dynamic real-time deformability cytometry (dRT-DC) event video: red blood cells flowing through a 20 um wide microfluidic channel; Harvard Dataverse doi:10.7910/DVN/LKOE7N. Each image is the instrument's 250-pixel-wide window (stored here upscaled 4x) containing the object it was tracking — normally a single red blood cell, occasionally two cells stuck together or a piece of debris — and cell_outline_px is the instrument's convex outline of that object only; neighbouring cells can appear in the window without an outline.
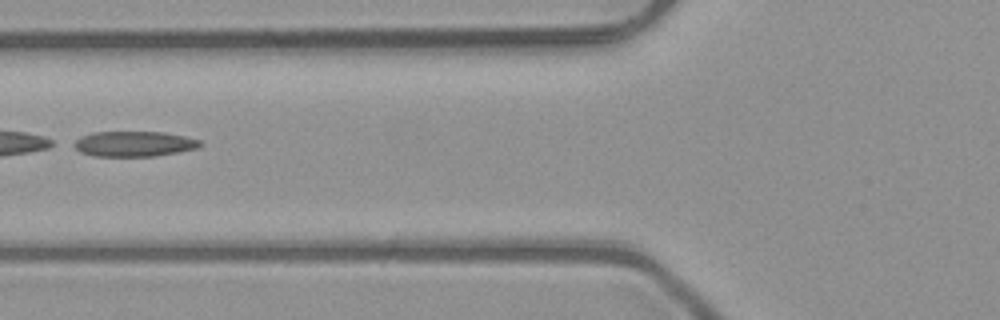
{"species": "common noctule bat (a hibernating species)", "species_latin": "Nyctalus noctula", "temperature_condition": "room temperature", "stored_images_in_passage": 3, "camera_frame_rate_fps": 3000, "um_per_image_px": 0.085, "animal": {"sex": "male", "body_mass_g": 23.1, "forearm_length_mm": 52.7}, "frame": {"image": 1, "passage_image": 2, "time_ms": 0.333, "image_size_px": [1000, 320], "cell_outline_px": [[204, 144], [196, 148], [156, 156], [92, 156], [80, 152], [68, 144], [80, 136], [92, 132], [164, 132], [184, 136], [200, 140]], "centroid_in_image_um": [11.31, 12.22], "position_along_channel_um": 114.5, "area_um2": 18.84}}
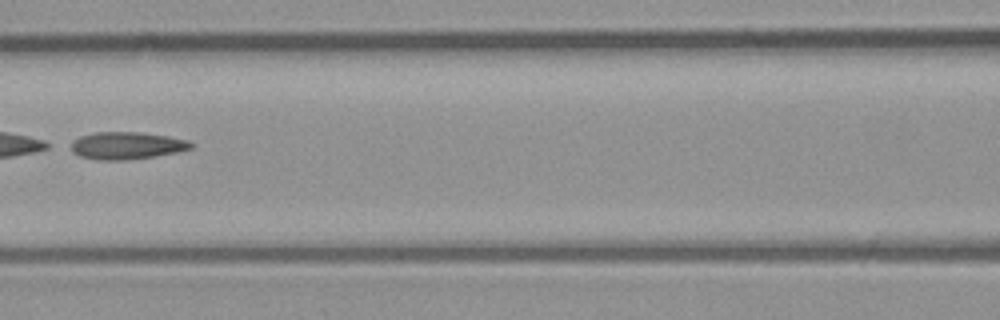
{"frame": {"image": 2, "passage_image": 3, "time_ms": 0.667, "image_size_px": [1000, 320], "cell_outline_px": [[196, 144], [192, 148], [176, 152], [152, 156], [124, 160], [96, 160], [80, 156], [72, 152], [72, 140], [80, 136], [96, 132], [136, 132], [168, 136], [188, 140]], "centroid_in_image_um": [10.77, 12.37], "position_along_channel_um": 155.8, "area_um2": 19.02}}